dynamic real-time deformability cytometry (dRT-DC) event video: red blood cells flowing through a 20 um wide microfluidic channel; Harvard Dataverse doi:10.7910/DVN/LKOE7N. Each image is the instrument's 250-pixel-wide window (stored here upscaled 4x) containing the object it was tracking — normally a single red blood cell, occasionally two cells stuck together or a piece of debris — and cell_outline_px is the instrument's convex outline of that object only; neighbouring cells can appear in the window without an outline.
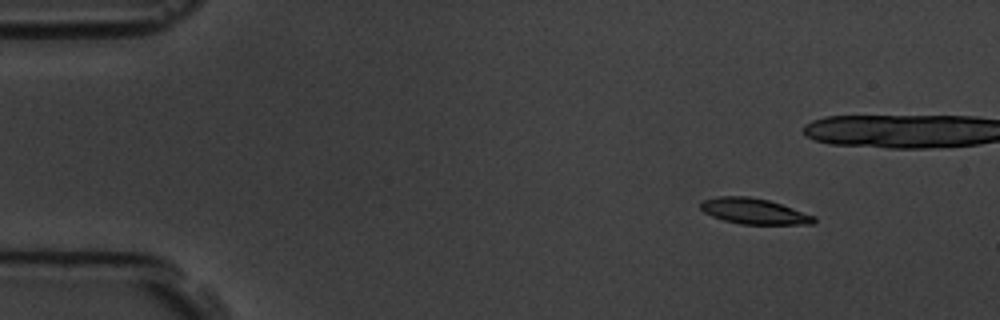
{"species": "common noctule bat (a hibernating species)", "species_latin": "Nyctalus noctula", "temperature_condition": "room temperature", "stored_images_in_passage": 7, "camera_frame_rate_fps": 3000, "um_per_image_px": 0.085, "animal": {"sex": "male", "body_mass_g": 19.5, "forearm_length_mm": 54.6}, "frame": {"image": 1, "passage_image": 2, "time_ms": 1.333, "image_size_px": [1000, 320], "cell_outline_px": [[816, 220], [812, 224], [740, 224], [724, 220], [712, 216], [704, 212], [700, 208], [700, 204], [704, 200], [716, 196], [748, 196], [768, 200], [816, 216]], "centroid_in_image_um": [64.08, 17.95], "position_along_channel_um": 20.9, "area_um2": 16.88}}